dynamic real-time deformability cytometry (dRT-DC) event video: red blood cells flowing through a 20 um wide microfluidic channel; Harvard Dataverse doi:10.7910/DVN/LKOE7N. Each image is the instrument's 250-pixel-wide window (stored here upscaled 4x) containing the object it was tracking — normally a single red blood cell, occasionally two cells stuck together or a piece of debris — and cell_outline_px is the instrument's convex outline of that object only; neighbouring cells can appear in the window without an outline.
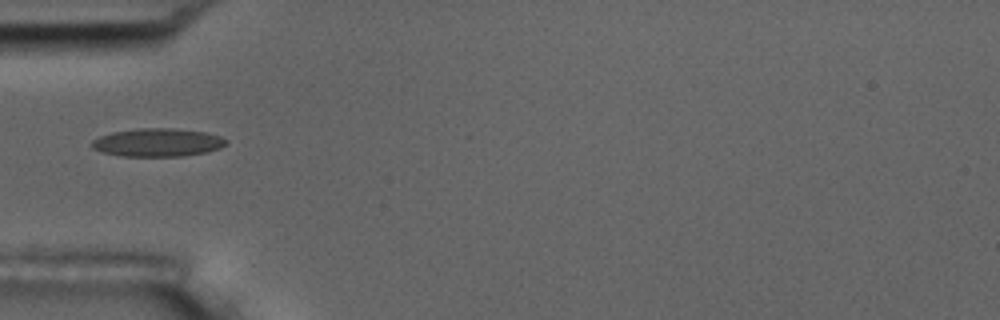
{"species": "common noctule bat (a hibernating species)", "species_latin": "Nyctalus noctula", "temperature_condition": "room temperature", "stored_images_in_passage": 5, "camera_frame_rate_fps": 3000, "um_per_image_px": 0.085, "animal": {"sex": "male", "body_mass_g": 17.5, "forearm_length_mm": 52.3}, "frame": {"image": 1, "passage_image": 5, "time_ms": 4.667, "image_size_px": [1000, 320], "cell_outline_px": [[228, 144], [220, 148], [208, 152], [184, 156], [120, 156], [100, 152], [92, 148], [92, 140], [100, 136], [112, 132], [136, 128], [176, 128], [204, 132], [220, 136], [228, 140]], "centroid_in_image_um": [13.41, 12.11], "position_along_channel_um": 71.6, "area_um2": 22.31}}